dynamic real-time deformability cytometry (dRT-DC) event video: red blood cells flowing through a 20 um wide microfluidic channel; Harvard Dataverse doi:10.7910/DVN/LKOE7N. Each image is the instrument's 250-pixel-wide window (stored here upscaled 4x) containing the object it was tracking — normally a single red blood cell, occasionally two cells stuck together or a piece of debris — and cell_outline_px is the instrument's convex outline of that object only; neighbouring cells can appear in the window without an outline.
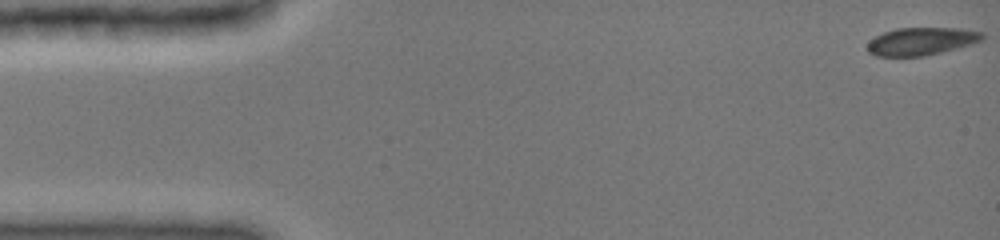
{"species": "common noctule bat (a hibernating species)", "species_latin": "Nyctalus noctula", "temperature_condition": "cold", "stored_images_in_passage": 48, "camera_frame_rate_fps": 3000, "um_per_image_px": 0.085, "animal": {"sex": "female", "body_mass_g": 19.0, "forearm_length_mm": 51.5}, "frame": {"image": 1, "passage_image": 1, "time_ms": 0.0, "image_size_px": [1000, 240], "cell_outline_px": [[984, 40], [972, 44], [924, 56], [876, 56], [868, 52], [868, 44], [876, 36], [884, 32], [896, 28], [960, 28], [980, 32], [984, 36]], "centroid_in_image_um": [78.33, 3.51], "position_along_channel_um": 6.7, "area_um2": 18.38}}
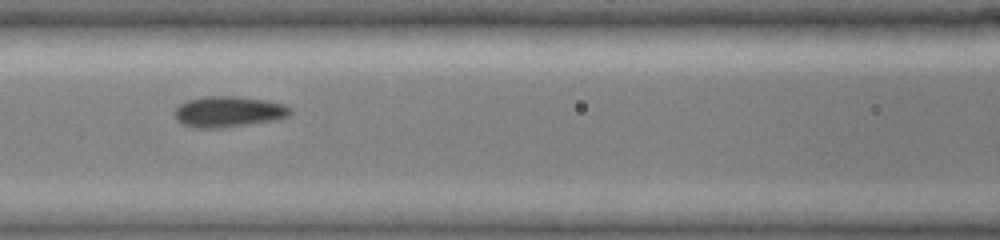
{"frame": {"image": 2, "passage_image": 21, "time_ms": 6.667, "image_size_px": [1000, 240], "cell_outline_px": [[292, 112], [288, 116], [276, 120], [224, 128], [196, 128], [180, 124], [176, 120], [172, 112], [180, 104], [188, 100], [208, 96], [236, 96], [268, 100], [284, 104], [292, 108]], "centroid_in_image_um": [19.42, 9.5], "position_along_channel_um": 147.2, "area_um2": 21.15}}
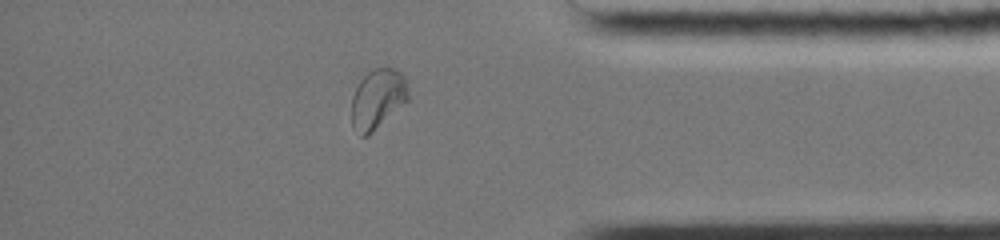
{"frame": {"image": 3, "passage_image": 41, "time_ms": 13.333, "image_size_px": [1000, 240], "cell_outline_px": [[408, 100], [368, 136], [360, 136], [352, 128], [352, 96], [360, 80], [368, 72], [376, 68], [392, 68], [400, 72], [404, 76], [408, 84]], "centroid_in_image_um": [32.09, 8.42], "position_along_channel_um": 403.1, "area_um2": 19.71}, "authors_computed_cell_mechanics": {"area_um2": 19.9699, "velocity_mm_per_s": 3.9809, "shape_relaxation_time_tau1_ms": 7.3104, "shape_relaxation_time_tau2_ms": null, "deformation_change_tau1": 0.1658, "deformation_change_tau2": null}}